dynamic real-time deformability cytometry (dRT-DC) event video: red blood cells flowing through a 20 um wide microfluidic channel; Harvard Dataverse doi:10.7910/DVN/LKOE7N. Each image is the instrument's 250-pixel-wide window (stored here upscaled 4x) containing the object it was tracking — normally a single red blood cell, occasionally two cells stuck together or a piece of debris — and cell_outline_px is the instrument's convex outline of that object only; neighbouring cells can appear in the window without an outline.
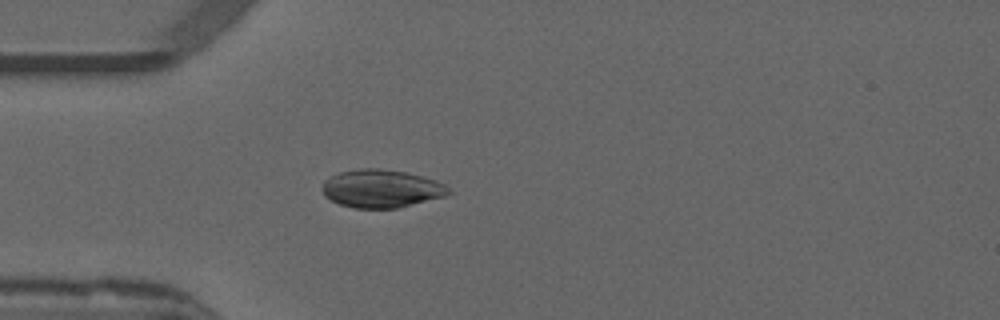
{"species": "common noctule bat (a hibernating species)", "species_latin": "Nyctalus noctula", "temperature_condition": "warm", "stored_images_in_passage": 47, "camera_frame_rate_fps": 3000, "um_per_image_px": 0.085, "animal": {"sex": "male", "forearm_length_mm": 52.5}, "frame": {"image": 1, "passage_image": 14, "time_ms": 4.333, "image_size_px": [1000, 320], "cell_outline_px": [[452, 192], [444, 196], [396, 208], [352, 208], [340, 204], [324, 196], [324, 180], [328, 176], [340, 172], [360, 168], [380, 168], [408, 172], [436, 180], [444, 184]], "centroid_in_image_um": [32.41, 16.02], "position_along_channel_um": 52.6, "area_um2": 27.92}}
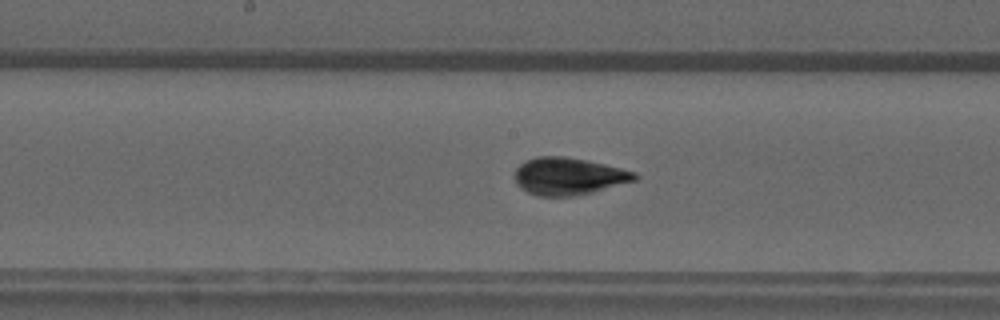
{"frame": {"image": 2, "passage_image": 26, "time_ms": 8.333, "image_size_px": [1000, 320], "cell_outline_px": [[640, 176], [636, 180], [592, 192], [576, 196], [536, 196], [520, 188], [516, 184], [516, 168], [520, 164], [536, 156], [564, 156], [604, 164], [636, 172]], "centroid_in_image_um": [48.33, 14.99], "position_along_channel_um": 199.9, "area_um2": 25.95}}
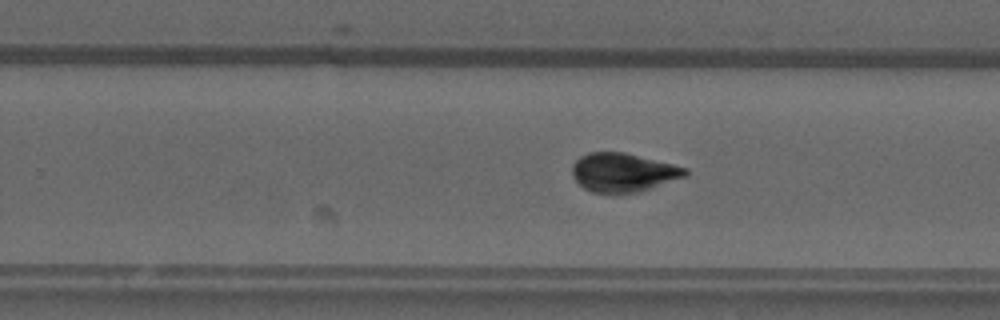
{"frame": {"image": 3, "passage_image": 32, "time_ms": 10.333, "image_size_px": [1000, 320], "cell_outline_px": [[688, 176], [636, 192], [592, 192], [584, 188], [572, 176], [572, 164], [580, 156], [588, 152], [624, 152], [688, 168]], "centroid_in_image_um": [52.96, 14.64], "position_along_channel_um": 276.8, "area_um2": 25.26}}